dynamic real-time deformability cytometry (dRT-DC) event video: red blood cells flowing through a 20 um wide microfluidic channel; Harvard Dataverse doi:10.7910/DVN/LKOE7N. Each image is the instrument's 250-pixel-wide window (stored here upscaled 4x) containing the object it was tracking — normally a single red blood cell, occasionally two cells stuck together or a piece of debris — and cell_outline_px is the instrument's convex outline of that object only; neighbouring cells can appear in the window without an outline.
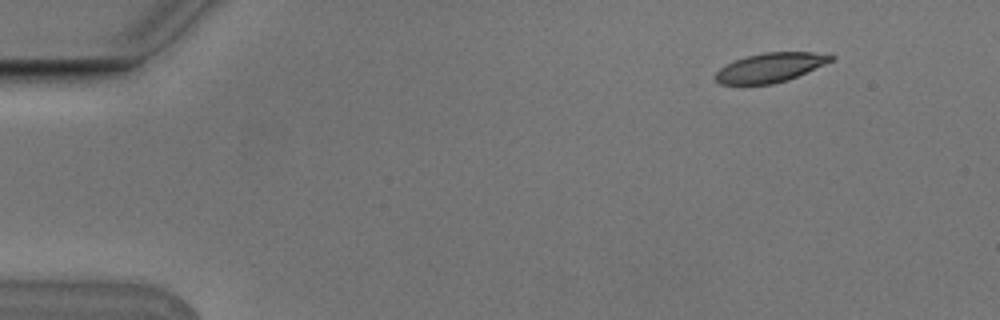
{"species": "Egyptian fruit bat (a non-hibernating species)", "species_latin": "Rousettus aegyptiacus", "temperature_condition": "cold", "stored_images_in_passage": 3, "camera_frame_rate_fps": 3000, "um_per_image_px": 0.085, "animal": {"sex": "male"}, "frame": {"image": 1, "passage_image": 1, "time_ms": 0.0, "image_size_px": [1000, 320], "cell_outline_px": [[836, 56], [832, 60], [824, 64], [788, 80], [772, 84], [720, 84], [716, 80], [716, 72], [720, 68], [736, 60], [748, 56], [764, 52], [812, 52]], "centroid_in_image_um": [65.47, 5.74], "position_along_channel_um": 19.5, "area_um2": 19.31}}